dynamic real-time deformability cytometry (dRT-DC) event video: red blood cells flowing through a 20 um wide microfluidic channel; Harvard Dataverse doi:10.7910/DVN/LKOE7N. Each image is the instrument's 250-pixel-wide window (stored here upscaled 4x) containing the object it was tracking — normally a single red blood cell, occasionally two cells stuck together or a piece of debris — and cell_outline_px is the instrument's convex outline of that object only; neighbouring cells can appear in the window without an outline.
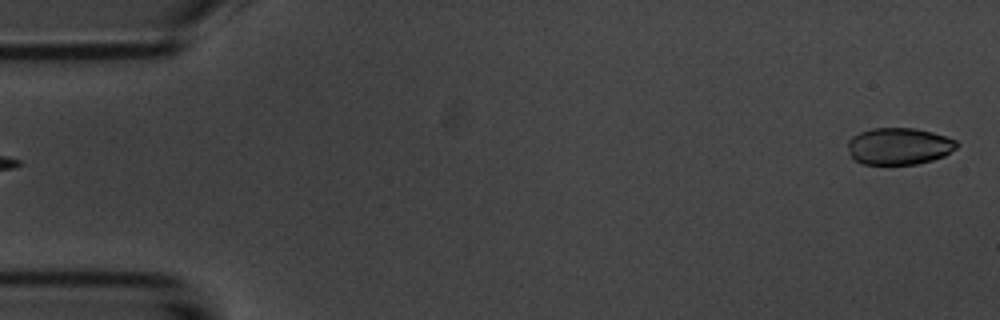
{"species": "common noctule bat (a hibernating species)", "species_latin": "Nyctalus noctula", "temperature_condition": "room temperature", "stored_images_in_passage": 53, "camera_frame_rate_fps": 3000, "um_per_image_px": 0.085, "animal": {"sex": "male", "body_mass_g": 20.1, "forearm_length_mm": 53.5}, "frame": {"image": 1, "passage_image": 1, "time_ms": 0.0, "image_size_px": [1000, 320], "cell_outline_px": [[960, 144], [956, 148], [944, 156], [932, 160], [916, 164], [864, 164], [856, 160], [852, 156], [848, 148], [848, 140], [852, 136], [860, 132], [872, 128], [916, 128], [932, 132], [956, 140]], "centroid_in_image_um": [76.43, 12.42], "position_along_channel_um": 8.6, "area_um2": 23.35}}
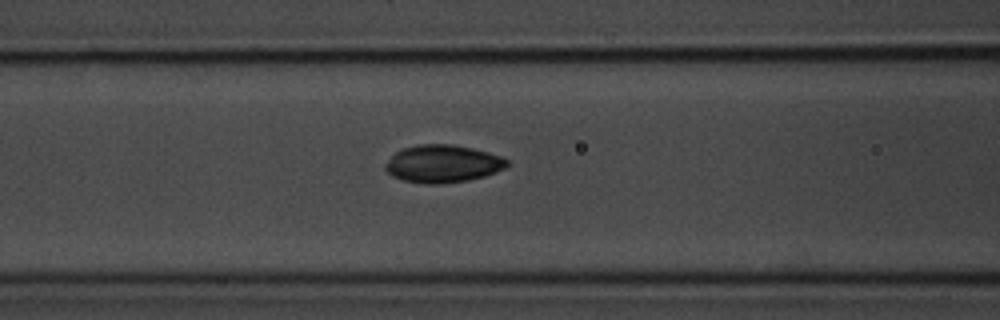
{"frame": {"image": 2, "passage_image": 21, "time_ms": 6.667, "image_size_px": [1000, 320], "cell_outline_px": [[512, 164], [496, 172], [484, 176], [468, 180], [440, 184], [428, 184], [404, 180], [392, 176], [384, 168], [384, 164], [396, 152], [404, 148], [416, 144], [452, 144], [472, 148], [488, 152], [500, 156], [508, 160]], "centroid_in_image_um": [37.65, 13.91], "position_along_channel_um": 129.0, "area_um2": 26.7}}
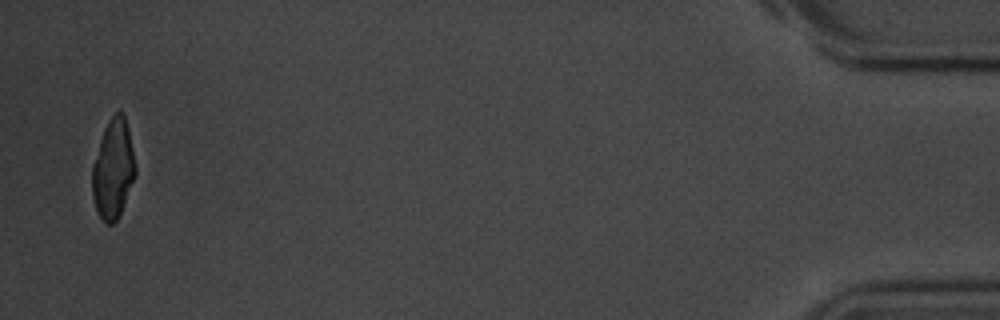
{"frame": {"image": 3, "passage_image": 52, "time_ms": 17.0, "image_size_px": [1000, 320], "cell_outline_px": [[136, 172], [120, 212], [116, 220], [112, 224], [108, 224], [100, 216], [96, 208], [92, 196], [92, 164], [104, 128], [108, 120], [116, 112], [124, 112], [128, 128], [136, 168]], "centroid_in_image_um": [9.6, 14.33], "position_along_channel_um": 425.6, "area_um2": 24.57}, "authors_computed_cell_mechanics": {"area_um2": 25.721, "velocity_mm_per_s": 3.7268, "shape_relaxation_time_tau1_ms": 1.9209, "shape_relaxation_time_tau2_ms": 1.5302, "deformation_change_tau1": 0.0798, "deformation_change_tau2": 0.0397}}